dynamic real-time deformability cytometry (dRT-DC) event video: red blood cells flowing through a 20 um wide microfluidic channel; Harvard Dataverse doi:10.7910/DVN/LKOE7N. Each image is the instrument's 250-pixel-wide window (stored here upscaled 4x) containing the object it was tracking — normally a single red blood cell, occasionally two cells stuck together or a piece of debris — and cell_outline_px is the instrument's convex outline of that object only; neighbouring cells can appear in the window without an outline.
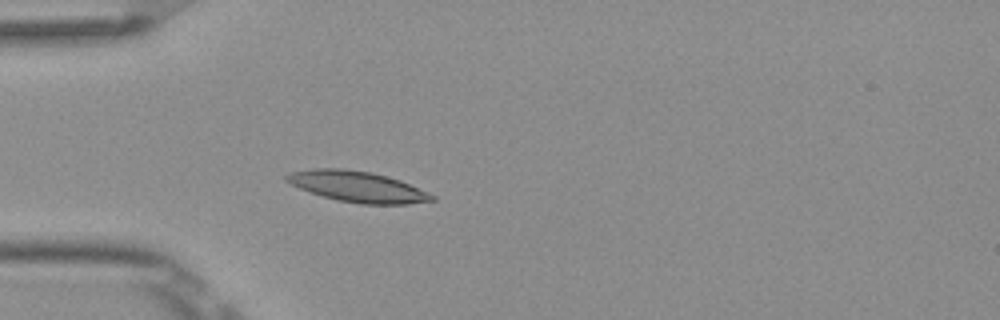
{"species": "Egyptian fruit bat (a non-hibernating species)", "species_latin": "Rousettus aegyptiacus", "temperature_condition": "room temperature", "stored_images_in_passage": 4, "camera_frame_rate_fps": 3000, "um_per_image_px": 0.085, "frame": {"image": 1, "passage_image": 4, "time_ms": 1.0, "image_size_px": [1000, 320], "cell_outline_px": [[436, 200], [408, 204], [360, 204], [336, 200], [300, 188], [284, 180], [284, 176], [292, 172], [316, 168], [344, 168], [372, 172], [400, 180], [436, 196]], "centroid_in_image_um": [30.4, 15.86], "position_along_channel_um": 54.6, "area_um2": 25.95}}